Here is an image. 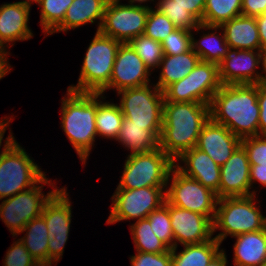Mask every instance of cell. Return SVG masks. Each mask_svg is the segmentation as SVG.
<instances>
[{"label": "cell", "instance_id": "1", "mask_svg": "<svg viewBox=\"0 0 266 266\" xmlns=\"http://www.w3.org/2000/svg\"><path fill=\"white\" fill-rule=\"evenodd\" d=\"M258 84L221 85L210 103V118L240 139L259 135Z\"/></svg>", "mask_w": 266, "mask_h": 266}, {"label": "cell", "instance_id": "2", "mask_svg": "<svg viewBox=\"0 0 266 266\" xmlns=\"http://www.w3.org/2000/svg\"><path fill=\"white\" fill-rule=\"evenodd\" d=\"M210 119V105L164 101L160 149L174 162L196 147L203 125Z\"/></svg>", "mask_w": 266, "mask_h": 266}, {"label": "cell", "instance_id": "3", "mask_svg": "<svg viewBox=\"0 0 266 266\" xmlns=\"http://www.w3.org/2000/svg\"><path fill=\"white\" fill-rule=\"evenodd\" d=\"M61 127L73 145L82 164L89 157L96 132L97 93H80L67 89L62 98Z\"/></svg>", "mask_w": 266, "mask_h": 266}, {"label": "cell", "instance_id": "4", "mask_svg": "<svg viewBox=\"0 0 266 266\" xmlns=\"http://www.w3.org/2000/svg\"><path fill=\"white\" fill-rule=\"evenodd\" d=\"M121 42L96 32L86 51L78 83L68 90L101 93L109 84L116 54Z\"/></svg>", "mask_w": 266, "mask_h": 266}, {"label": "cell", "instance_id": "5", "mask_svg": "<svg viewBox=\"0 0 266 266\" xmlns=\"http://www.w3.org/2000/svg\"><path fill=\"white\" fill-rule=\"evenodd\" d=\"M255 195L245 197H224L218 199L213 234L221 230L214 238L219 243L228 236L265 229V216L256 206Z\"/></svg>", "mask_w": 266, "mask_h": 266}, {"label": "cell", "instance_id": "6", "mask_svg": "<svg viewBox=\"0 0 266 266\" xmlns=\"http://www.w3.org/2000/svg\"><path fill=\"white\" fill-rule=\"evenodd\" d=\"M175 162L160 147L144 153L129 154L116 189L167 187Z\"/></svg>", "mask_w": 266, "mask_h": 266}, {"label": "cell", "instance_id": "7", "mask_svg": "<svg viewBox=\"0 0 266 266\" xmlns=\"http://www.w3.org/2000/svg\"><path fill=\"white\" fill-rule=\"evenodd\" d=\"M45 173L17 141H13L0 157V200L30 189Z\"/></svg>", "mask_w": 266, "mask_h": 266}, {"label": "cell", "instance_id": "8", "mask_svg": "<svg viewBox=\"0 0 266 266\" xmlns=\"http://www.w3.org/2000/svg\"><path fill=\"white\" fill-rule=\"evenodd\" d=\"M218 64L199 61L183 79L169 85L164 91V101L196 102L210 105L220 89Z\"/></svg>", "mask_w": 266, "mask_h": 266}, {"label": "cell", "instance_id": "9", "mask_svg": "<svg viewBox=\"0 0 266 266\" xmlns=\"http://www.w3.org/2000/svg\"><path fill=\"white\" fill-rule=\"evenodd\" d=\"M41 184V186H40ZM43 184H50L54 188L55 184L52 180H48L44 176L38 185H34L30 189L19 192L14 196L5 198L0 204V219L9 228L13 237L19 235L25 225L33 218L42 214L45 203L58 190L54 188L46 195L42 192Z\"/></svg>", "mask_w": 266, "mask_h": 266}, {"label": "cell", "instance_id": "10", "mask_svg": "<svg viewBox=\"0 0 266 266\" xmlns=\"http://www.w3.org/2000/svg\"><path fill=\"white\" fill-rule=\"evenodd\" d=\"M170 179L172 183L165 190L166 201L170 205L205 215L213 222L217 194L197 180L184 175L175 166L170 171L168 180Z\"/></svg>", "mask_w": 266, "mask_h": 266}, {"label": "cell", "instance_id": "11", "mask_svg": "<svg viewBox=\"0 0 266 266\" xmlns=\"http://www.w3.org/2000/svg\"><path fill=\"white\" fill-rule=\"evenodd\" d=\"M167 187H144L139 189H116L112 196L111 212L107 224L123 220H141L164 204ZM164 190V191H163Z\"/></svg>", "mask_w": 266, "mask_h": 266}, {"label": "cell", "instance_id": "12", "mask_svg": "<svg viewBox=\"0 0 266 266\" xmlns=\"http://www.w3.org/2000/svg\"><path fill=\"white\" fill-rule=\"evenodd\" d=\"M120 90V109L123 116L130 120V124L162 125L164 94L155 85Z\"/></svg>", "mask_w": 266, "mask_h": 266}, {"label": "cell", "instance_id": "13", "mask_svg": "<svg viewBox=\"0 0 266 266\" xmlns=\"http://www.w3.org/2000/svg\"><path fill=\"white\" fill-rule=\"evenodd\" d=\"M66 188L58 189L51 196L41 214L49 234L47 266L56 265L61 259L70 232L72 205Z\"/></svg>", "mask_w": 266, "mask_h": 266}, {"label": "cell", "instance_id": "14", "mask_svg": "<svg viewBox=\"0 0 266 266\" xmlns=\"http://www.w3.org/2000/svg\"><path fill=\"white\" fill-rule=\"evenodd\" d=\"M149 9L147 5H126L109 0L99 32L121 43H129L144 34Z\"/></svg>", "mask_w": 266, "mask_h": 266}, {"label": "cell", "instance_id": "15", "mask_svg": "<svg viewBox=\"0 0 266 266\" xmlns=\"http://www.w3.org/2000/svg\"><path fill=\"white\" fill-rule=\"evenodd\" d=\"M150 70L137 55L129 43H121L114 62L112 75L106 90L116 89L117 92L127 88L144 86L150 83Z\"/></svg>", "mask_w": 266, "mask_h": 266}, {"label": "cell", "instance_id": "16", "mask_svg": "<svg viewBox=\"0 0 266 266\" xmlns=\"http://www.w3.org/2000/svg\"><path fill=\"white\" fill-rule=\"evenodd\" d=\"M260 62L261 51L230 48L218 64L221 84H259L261 73L257 68Z\"/></svg>", "mask_w": 266, "mask_h": 266}, {"label": "cell", "instance_id": "17", "mask_svg": "<svg viewBox=\"0 0 266 266\" xmlns=\"http://www.w3.org/2000/svg\"><path fill=\"white\" fill-rule=\"evenodd\" d=\"M171 227L174 234V247L198 244L211 239L213 222L205 215L189 211L168 203Z\"/></svg>", "mask_w": 266, "mask_h": 266}, {"label": "cell", "instance_id": "18", "mask_svg": "<svg viewBox=\"0 0 266 266\" xmlns=\"http://www.w3.org/2000/svg\"><path fill=\"white\" fill-rule=\"evenodd\" d=\"M219 199L255 195L250 191V163L246 150L240 145L220 167Z\"/></svg>", "mask_w": 266, "mask_h": 266}, {"label": "cell", "instance_id": "19", "mask_svg": "<svg viewBox=\"0 0 266 266\" xmlns=\"http://www.w3.org/2000/svg\"><path fill=\"white\" fill-rule=\"evenodd\" d=\"M240 145V138L210 118L201 129L196 148L207 153L221 167Z\"/></svg>", "mask_w": 266, "mask_h": 266}, {"label": "cell", "instance_id": "20", "mask_svg": "<svg viewBox=\"0 0 266 266\" xmlns=\"http://www.w3.org/2000/svg\"><path fill=\"white\" fill-rule=\"evenodd\" d=\"M201 29L223 30L224 37L230 48L261 51L260 37L255 17L239 15L230 21L224 22L220 26L199 24L194 30L196 32Z\"/></svg>", "mask_w": 266, "mask_h": 266}, {"label": "cell", "instance_id": "21", "mask_svg": "<svg viewBox=\"0 0 266 266\" xmlns=\"http://www.w3.org/2000/svg\"><path fill=\"white\" fill-rule=\"evenodd\" d=\"M177 160L185 163L184 166H180L175 162V167L180 172L215 192L219 199L220 166L207 153L193 147L184 152Z\"/></svg>", "mask_w": 266, "mask_h": 266}, {"label": "cell", "instance_id": "22", "mask_svg": "<svg viewBox=\"0 0 266 266\" xmlns=\"http://www.w3.org/2000/svg\"><path fill=\"white\" fill-rule=\"evenodd\" d=\"M30 8L31 6L21 2L0 6V42L4 47L10 46V42L29 40L33 37L28 26Z\"/></svg>", "mask_w": 266, "mask_h": 266}, {"label": "cell", "instance_id": "23", "mask_svg": "<svg viewBox=\"0 0 266 266\" xmlns=\"http://www.w3.org/2000/svg\"><path fill=\"white\" fill-rule=\"evenodd\" d=\"M161 130L162 125L130 124L124 117L116 141L130 149L131 155L149 152L159 148Z\"/></svg>", "mask_w": 266, "mask_h": 266}, {"label": "cell", "instance_id": "24", "mask_svg": "<svg viewBox=\"0 0 266 266\" xmlns=\"http://www.w3.org/2000/svg\"><path fill=\"white\" fill-rule=\"evenodd\" d=\"M109 0H73L67 8L63 21L49 34L61 31L67 32L70 29L79 28L98 19L97 32L103 21L106 5Z\"/></svg>", "mask_w": 266, "mask_h": 266}, {"label": "cell", "instance_id": "25", "mask_svg": "<svg viewBox=\"0 0 266 266\" xmlns=\"http://www.w3.org/2000/svg\"><path fill=\"white\" fill-rule=\"evenodd\" d=\"M234 266H262L266 263V228L234 236Z\"/></svg>", "mask_w": 266, "mask_h": 266}, {"label": "cell", "instance_id": "26", "mask_svg": "<svg viewBox=\"0 0 266 266\" xmlns=\"http://www.w3.org/2000/svg\"><path fill=\"white\" fill-rule=\"evenodd\" d=\"M200 61L192 48L178 55H164L161 60V72L156 86L163 92L169 85L187 76Z\"/></svg>", "mask_w": 266, "mask_h": 266}, {"label": "cell", "instance_id": "27", "mask_svg": "<svg viewBox=\"0 0 266 266\" xmlns=\"http://www.w3.org/2000/svg\"><path fill=\"white\" fill-rule=\"evenodd\" d=\"M221 243L211 238L198 244L183 245L184 249L177 253V247L171 249L172 266H207L208 263L221 251Z\"/></svg>", "mask_w": 266, "mask_h": 266}, {"label": "cell", "instance_id": "28", "mask_svg": "<svg viewBox=\"0 0 266 266\" xmlns=\"http://www.w3.org/2000/svg\"><path fill=\"white\" fill-rule=\"evenodd\" d=\"M23 232L26 234L20 238L21 242L40 266H47L49 234L43 216L33 218L20 233Z\"/></svg>", "mask_w": 266, "mask_h": 266}, {"label": "cell", "instance_id": "29", "mask_svg": "<svg viewBox=\"0 0 266 266\" xmlns=\"http://www.w3.org/2000/svg\"><path fill=\"white\" fill-rule=\"evenodd\" d=\"M102 94L97 93L96 132L104 138L117 139L123 121L120 106L115 103L102 102Z\"/></svg>", "mask_w": 266, "mask_h": 266}, {"label": "cell", "instance_id": "30", "mask_svg": "<svg viewBox=\"0 0 266 266\" xmlns=\"http://www.w3.org/2000/svg\"><path fill=\"white\" fill-rule=\"evenodd\" d=\"M192 50L199 56L200 61L213 62L219 64L225 57L230 49L226 42L224 33L218 35L217 32L203 33L199 41L194 39L192 34Z\"/></svg>", "mask_w": 266, "mask_h": 266}, {"label": "cell", "instance_id": "31", "mask_svg": "<svg viewBox=\"0 0 266 266\" xmlns=\"http://www.w3.org/2000/svg\"><path fill=\"white\" fill-rule=\"evenodd\" d=\"M242 15V0H206L201 24L220 26Z\"/></svg>", "mask_w": 266, "mask_h": 266}, {"label": "cell", "instance_id": "32", "mask_svg": "<svg viewBox=\"0 0 266 266\" xmlns=\"http://www.w3.org/2000/svg\"><path fill=\"white\" fill-rule=\"evenodd\" d=\"M136 252L164 253L169 248L153 233L150 222L145 218L130 226Z\"/></svg>", "mask_w": 266, "mask_h": 266}, {"label": "cell", "instance_id": "33", "mask_svg": "<svg viewBox=\"0 0 266 266\" xmlns=\"http://www.w3.org/2000/svg\"><path fill=\"white\" fill-rule=\"evenodd\" d=\"M73 0H38L41 6L40 24L48 36L64 19Z\"/></svg>", "mask_w": 266, "mask_h": 266}, {"label": "cell", "instance_id": "34", "mask_svg": "<svg viewBox=\"0 0 266 266\" xmlns=\"http://www.w3.org/2000/svg\"><path fill=\"white\" fill-rule=\"evenodd\" d=\"M129 44L149 70L159 68L161 60L164 57L163 48L160 42L146 37L143 34L132 39Z\"/></svg>", "mask_w": 266, "mask_h": 266}, {"label": "cell", "instance_id": "35", "mask_svg": "<svg viewBox=\"0 0 266 266\" xmlns=\"http://www.w3.org/2000/svg\"><path fill=\"white\" fill-rule=\"evenodd\" d=\"M153 233L171 250L174 248V234L171 227V218L168 202L165 200L159 208L153 210L146 218Z\"/></svg>", "mask_w": 266, "mask_h": 266}, {"label": "cell", "instance_id": "36", "mask_svg": "<svg viewBox=\"0 0 266 266\" xmlns=\"http://www.w3.org/2000/svg\"><path fill=\"white\" fill-rule=\"evenodd\" d=\"M156 9L166 15L176 28L193 31L200 21L186 8L180 5H168V0H158ZM193 29V30H192Z\"/></svg>", "mask_w": 266, "mask_h": 266}, {"label": "cell", "instance_id": "37", "mask_svg": "<svg viewBox=\"0 0 266 266\" xmlns=\"http://www.w3.org/2000/svg\"><path fill=\"white\" fill-rule=\"evenodd\" d=\"M175 29V25L166 15L150 7L144 31L146 37L161 43Z\"/></svg>", "mask_w": 266, "mask_h": 266}, {"label": "cell", "instance_id": "38", "mask_svg": "<svg viewBox=\"0 0 266 266\" xmlns=\"http://www.w3.org/2000/svg\"><path fill=\"white\" fill-rule=\"evenodd\" d=\"M192 31L176 28L161 42L164 55H178L192 48Z\"/></svg>", "mask_w": 266, "mask_h": 266}, {"label": "cell", "instance_id": "39", "mask_svg": "<svg viewBox=\"0 0 266 266\" xmlns=\"http://www.w3.org/2000/svg\"><path fill=\"white\" fill-rule=\"evenodd\" d=\"M14 242L6 252L3 266H40L20 239Z\"/></svg>", "mask_w": 266, "mask_h": 266}, {"label": "cell", "instance_id": "40", "mask_svg": "<svg viewBox=\"0 0 266 266\" xmlns=\"http://www.w3.org/2000/svg\"><path fill=\"white\" fill-rule=\"evenodd\" d=\"M241 145L247 152L250 164H266V136L256 135L241 139Z\"/></svg>", "mask_w": 266, "mask_h": 266}, {"label": "cell", "instance_id": "41", "mask_svg": "<svg viewBox=\"0 0 266 266\" xmlns=\"http://www.w3.org/2000/svg\"><path fill=\"white\" fill-rule=\"evenodd\" d=\"M130 259L131 266H172L170 249L164 253L137 252Z\"/></svg>", "mask_w": 266, "mask_h": 266}, {"label": "cell", "instance_id": "42", "mask_svg": "<svg viewBox=\"0 0 266 266\" xmlns=\"http://www.w3.org/2000/svg\"><path fill=\"white\" fill-rule=\"evenodd\" d=\"M206 0H168V5H180L202 21Z\"/></svg>", "mask_w": 266, "mask_h": 266}, {"label": "cell", "instance_id": "43", "mask_svg": "<svg viewBox=\"0 0 266 266\" xmlns=\"http://www.w3.org/2000/svg\"><path fill=\"white\" fill-rule=\"evenodd\" d=\"M259 135L266 136V84H258Z\"/></svg>", "mask_w": 266, "mask_h": 266}, {"label": "cell", "instance_id": "44", "mask_svg": "<svg viewBox=\"0 0 266 266\" xmlns=\"http://www.w3.org/2000/svg\"><path fill=\"white\" fill-rule=\"evenodd\" d=\"M266 13V0H242V15L257 17Z\"/></svg>", "mask_w": 266, "mask_h": 266}, {"label": "cell", "instance_id": "45", "mask_svg": "<svg viewBox=\"0 0 266 266\" xmlns=\"http://www.w3.org/2000/svg\"><path fill=\"white\" fill-rule=\"evenodd\" d=\"M259 182L262 186L266 187V164L265 165H257L250 164V185L252 189V185L254 182Z\"/></svg>", "mask_w": 266, "mask_h": 266}, {"label": "cell", "instance_id": "46", "mask_svg": "<svg viewBox=\"0 0 266 266\" xmlns=\"http://www.w3.org/2000/svg\"><path fill=\"white\" fill-rule=\"evenodd\" d=\"M6 118V119H5ZM8 117H4V119L0 120V147L2 146V140L4 137V133L7 130V127L9 125V123L11 122V120H13L11 118V116L9 117L10 120L7 121ZM10 134L8 135V137L5 139V144L3 147V150L0 153V157L2 155V152L15 140L13 134L11 132H9Z\"/></svg>", "mask_w": 266, "mask_h": 266}, {"label": "cell", "instance_id": "47", "mask_svg": "<svg viewBox=\"0 0 266 266\" xmlns=\"http://www.w3.org/2000/svg\"><path fill=\"white\" fill-rule=\"evenodd\" d=\"M256 18V23L258 27L261 50L266 49V13L259 15Z\"/></svg>", "mask_w": 266, "mask_h": 266}, {"label": "cell", "instance_id": "48", "mask_svg": "<svg viewBox=\"0 0 266 266\" xmlns=\"http://www.w3.org/2000/svg\"><path fill=\"white\" fill-rule=\"evenodd\" d=\"M226 253L223 249L208 263L207 266H227Z\"/></svg>", "mask_w": 266, "mask_h": 266}, {"label": "cell", "instance_id": "49", "mask_svg": "<svg viewBox=\"0 0 266 266\" xmlns=\"http://www.w3.org/2000/svg\"><path fill=\"white\" fill-rule=\"evenodd\" d=\"M8 58H0V79L10 72V64L8 63Z\"/></svg>", "mask_w": 266, "mask_h": 266}, {"label": "cell", "instance_id": "50", "mask_svg": "<svg viewBox=\"0 0 266 266\" xmlns=\"http://www.w3.org/2000/svg\"><path fill=\"white\" fill-rule=\"evenodd\" d=\"M260 64L262 65V72H264L265 75H260V83L266 84V49L261 50V62Z\"/></svg>", "mask_w": 266, "mask_h": 266}, {"label": "cell", "instance_id": "51", "mask_svg": "<svg viewBox=\"0 0 266 266\" xmlns=\"http://www.w3.org/2000/svg\"><path fill=\"white\" fill-rule=\"evenodd\" d=\"M7 49L4 47V45L0 42V58H6L8 54H10V52L8 53L6 51Z\"/></svg>", "mask_w": 266, "mask_h": 266}, {"label": "cell", "instance_id": "52", "mask_svg": "<svg viewBox=\"0 0 266 266\" xmlns=\"http://www.w3.org/2000/svg\"><path fill=\"white\" fill-rule=\"evenodd\" d=\"M117 2H120V0H116ZM149 0H129V5H134L136 2L139 3V4H135V5H138V6H141L140 4L141 3H144V2H147ZM150 1H154V0H150Z\"/></svg>", "mask_w": 266, "mask_h": 266}, {"label": "cell", "instance_id": "53", "mask_svg": "<svg viewBox=\"0 0 266 266\" xmlns=\"http://www.w3.org/2000/svg\"><path fill=\"white\" fill-rule=\"evenodd\" d=\"M18 2H21V3H23V4H26V5L31 6V4H32L33 2L37 3L38 0H23V1H18Z\"/></svg>", "mask_w": 266, "mask_h": 266}]
</instances>
